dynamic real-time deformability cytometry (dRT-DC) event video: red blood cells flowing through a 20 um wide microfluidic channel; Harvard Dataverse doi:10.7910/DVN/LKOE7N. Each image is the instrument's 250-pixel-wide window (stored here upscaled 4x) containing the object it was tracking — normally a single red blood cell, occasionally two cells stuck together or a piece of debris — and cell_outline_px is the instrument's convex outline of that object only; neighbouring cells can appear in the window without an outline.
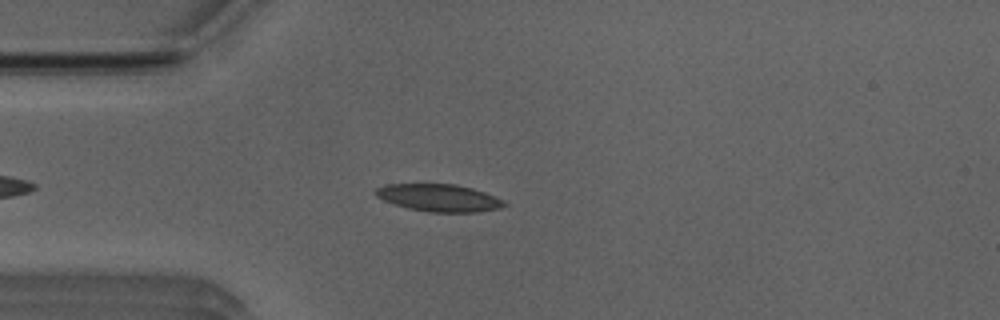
{"species": "Egyptian fruit bat (a non-hibernating species)", "species_latin": "Rousettus aegyptiacus", "temperature_condition": "room temperature", "stored_images_in_passage": 42, "camera_frame_rate_fps": 3000, "um_per_image_px": 0.085, "animal": {"sex": "male"}, "frame": {"image": 1, "passage_image": 7, "time_ms": 2.0, "image_size_px": [1000, 320], "cell_outline_px": [[508, 204], [500, 208], [476, 212], [428, 212], [408, 208], [384, 200], [376, 196], [372, 192], [376, 188], [384, 184], [456, 184], [472, 188], [484, 192], [504, 200]], "centroid_in_image_um": [37.3, 16.81], "position_along_channel_um": 47.7, "area_um2": 20.52}}
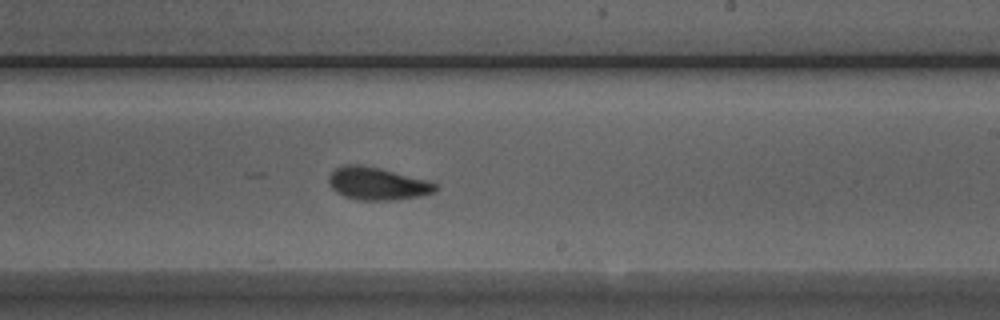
{"frame": {"image": 2, "passage_image": 24, "time_ms": 7.667, "image_size_px": [1000, 320], "cell_outline_px": [[436, 192], [420, 196], [396, 200], [356, 200], [344, 196], [336, 192], [328, 184], [328, 176], [336, 168], [344, 164], [364, 164], [428, 180], [436, 184]], "centroid_in_image_um": [32.05, 15.6], "position_along_channel_um": 257.0, "area_um2": 20.52}}
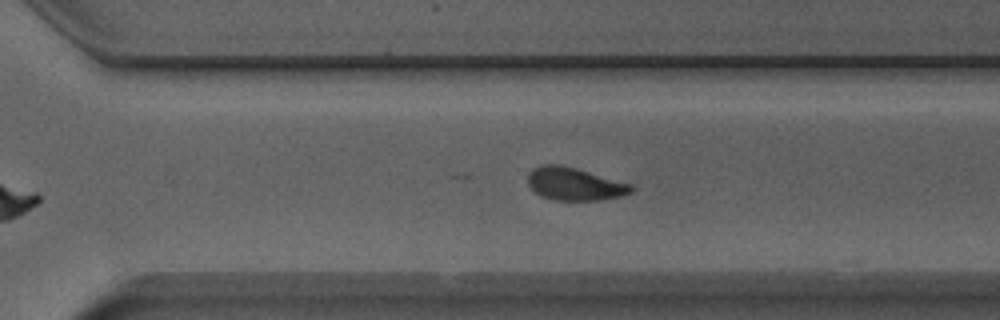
{"frame": {"image": 3, "passage_image": 29, "time_ms": 9.333, "image_size_px": [1000, 320], "cell_outline_px": [[636, 188], [632, 192], [620, 196], [600, 200], [552, 200], [536, 192], [528, 184], [528, 172], [532, 168], [540, 164], [560, 164], [576, 168], [632, 184]], "centroid_in_image_um": [48.84, 15.62], "position_along_channel_um": 321.8, "area_um2": 19.83}, "authors_computed_cell_mechanics": {"area_um2": 20.1722, "velocity_mm_per_s": 3.8954, "shape_relaxation_time_tau1_ms": 5.1639, "shape_relaxation_time_tau2_ms": 1.5074, "deformation_change_tau1": 0.1448, "deformation_change_tau2": 0.0623}}